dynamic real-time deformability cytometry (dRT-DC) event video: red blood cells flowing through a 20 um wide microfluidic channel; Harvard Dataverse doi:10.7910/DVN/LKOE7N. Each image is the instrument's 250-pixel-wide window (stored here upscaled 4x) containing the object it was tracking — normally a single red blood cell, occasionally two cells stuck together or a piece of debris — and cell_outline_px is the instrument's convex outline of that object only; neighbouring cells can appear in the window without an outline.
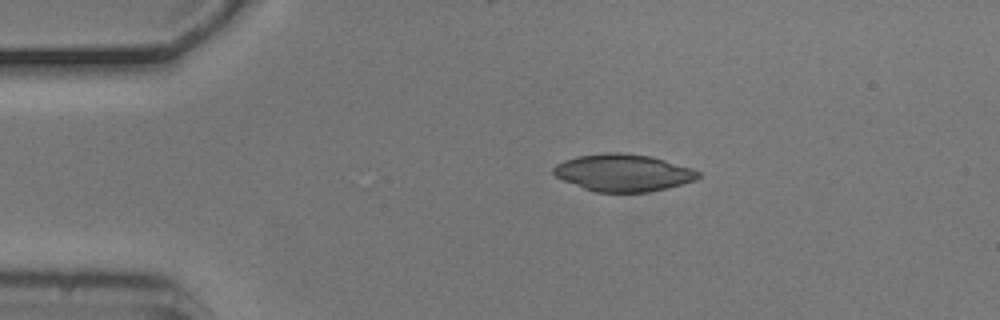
{"species": "common noctule bat (a hibernating species)", "species_latin": "Nyctalus noctula", "temperature_condition": "cold", "stored_images_in_passage": 3, "camera_frame_rate_fps": 3000, "um_per_image_px": 0.085, "animal": {"sex": "male", "body_mass_g": 20.5, "forearm_length_mm": 52.5}, "frame": {"image": 1, "passage_image": 1, "time_ms": 0.0, "image_size_px": [1000, 320], "cell_outline_px": [[700, 176], [696, 180], [668, 188], [648, 192], [596, 192], [584, 188], [564, 180], [556, 176], [552, 172], [552, 168], [556, 164], [564, 160], [576, 156], [604, 152], [620, 152], [648, 156], [664, 160], [692, 168], [700, 172]], "centroid_in_image_um": [52.97, 14.68], "position_along_channel_um": 32.0, "area_um2": 31.33}}